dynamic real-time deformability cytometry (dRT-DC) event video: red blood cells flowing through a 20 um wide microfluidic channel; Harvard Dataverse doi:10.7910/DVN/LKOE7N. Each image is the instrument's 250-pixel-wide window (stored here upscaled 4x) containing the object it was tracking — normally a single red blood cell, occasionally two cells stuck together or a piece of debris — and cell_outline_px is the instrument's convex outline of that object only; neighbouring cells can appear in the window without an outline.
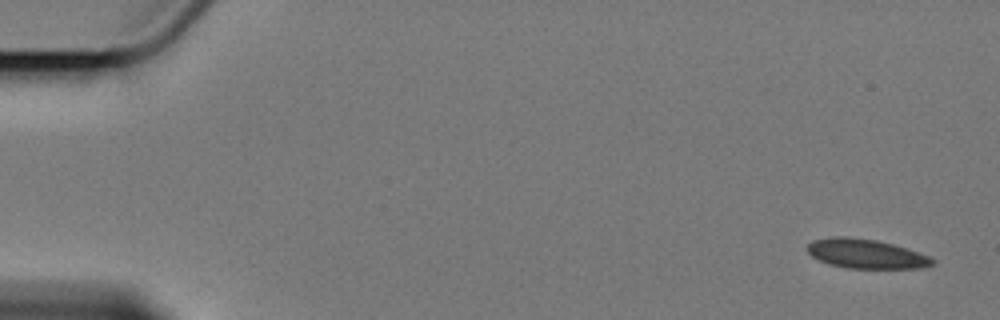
{"species": "Egyptian fruit bat (a non-hibernating species)", "species_latin": "Rousettus aegyptiacus", "temperature_condition": "cold", "stored_images_in_passage": 4, "camera_frame_rate_fps": 3000, "um_per_image_px": 0.085, "animal": {"sex": "female"}, "frame": {"image": 1, "passage_image": 1, "time_ms": 0.0, "image_size_px": [1000, 320], "cell_outline_px": [[936, 264], [924, 268], [848, 268], [832, 264], [820, 260], [812, 256], [808, 252], [808, 244], [812, 240], [832, 236], [844, 236], [876, 240], [892, 244], [928, 256], [936, 260]], "centroid_in_image_um": [73.62, 21.57], "position_along_channel_um": 11.4, "area_um2": 21.15}}
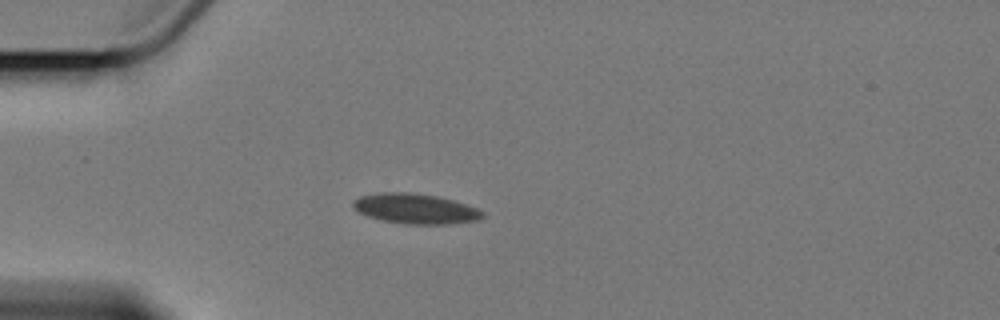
{"frame": {"image": 2, "passage_image": 4, "time_ms": 4.667, "image_size_px": [1000, 320], "cell_outline_px": [[484, 216], [480, 220], [448, 224], [404, 224], [380, 220], [368, 216], [352, 208], [352, 200], [360, 196], [376, 192], [408, 192], [436, 196], [468, 204], [484, 212]], "centroid_in_image_um": [35.29, 17.74], "position_along_channel_um": 49.7, "area_um2": 22.95}}